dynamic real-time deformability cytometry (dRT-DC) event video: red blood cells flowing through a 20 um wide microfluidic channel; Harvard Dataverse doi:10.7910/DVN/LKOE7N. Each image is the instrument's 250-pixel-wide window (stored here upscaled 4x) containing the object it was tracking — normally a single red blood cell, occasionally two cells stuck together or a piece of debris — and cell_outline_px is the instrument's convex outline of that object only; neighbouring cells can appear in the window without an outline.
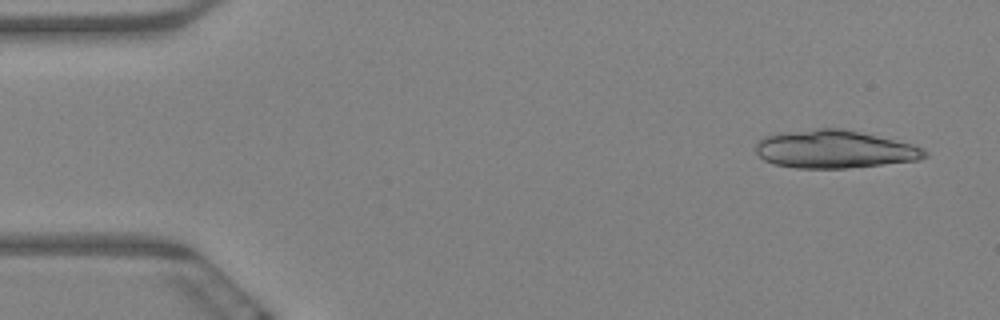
{"species": "Egyptian fruit bat (a non-hibernating species)", "species_latin": "Rousettus aegyptiacus", "temperature_condition": "warm", "stored_images_in_passage": 11, "camera_frame_rate_fps": 3000, "um_per_image_px": 0.085, "animal": {"sex": "female"}, "frame": {"image": 1, "passage_image": 1, "time_ms": 0.0, "image_size_px": [1000, 320], "cell_outline_px": [[928, 156], [920, 160], [844, 168], [796, 168], [776, 164], [764, 160], [756, 152], [756, 144], [764, 136], [780, 132], [816, 128], [844, 128], [912, 144], [924, 148], [928, 152]], "centroid_in_image_um": [70.94, 12.67], "position_along_channel_um": 14.1, "area_um2": 37.4}}
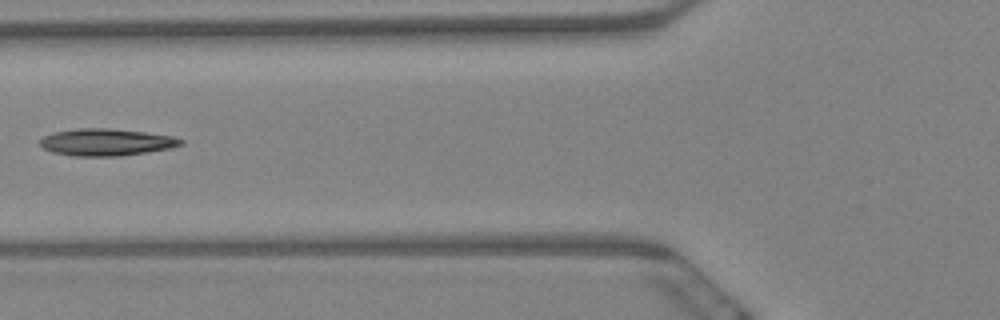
{"frame": {"image": 2, "passage_image": 6, "time_ms": 1.667, "image_size_px": [1000, 320], "cell_outline_px": [[184, 144], [172, 148], [120, 156], [76, 156], [52, 152], [44, 148], [40, 144], [40, 140], [44, 136], [56, 132], [76, 128], [108, 128], [144, 132], [172, 136], [184, 140]], "centroid_in_image_um": [9.06, 12.09], "position_along_channel_um": 116.7, "area_um2": 22.08}}
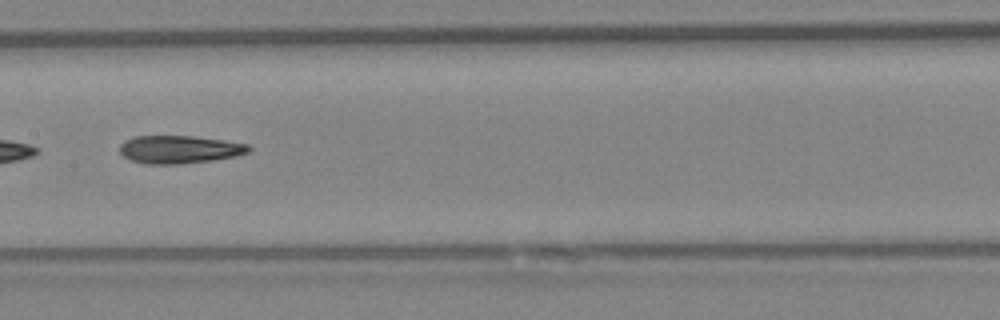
{"frame": {"image": 3, "passage_image": 8, "time_ms": 2.333, "image_size_px": [1000, 320], "cell_outline_px": [[252, 148], [248, 152], [236, 156], [212, 160], [176, 164], [148, 164], [132, 160], [124, 156], [120, 152], [120, 144], [124, 140], [132, 136], [192, 136], [224, 140], [248, 144]], "centroid_in_image_um": [15.24, 12.69], "position_along_channel_um": 192.2, "area_um2": 20.92}}